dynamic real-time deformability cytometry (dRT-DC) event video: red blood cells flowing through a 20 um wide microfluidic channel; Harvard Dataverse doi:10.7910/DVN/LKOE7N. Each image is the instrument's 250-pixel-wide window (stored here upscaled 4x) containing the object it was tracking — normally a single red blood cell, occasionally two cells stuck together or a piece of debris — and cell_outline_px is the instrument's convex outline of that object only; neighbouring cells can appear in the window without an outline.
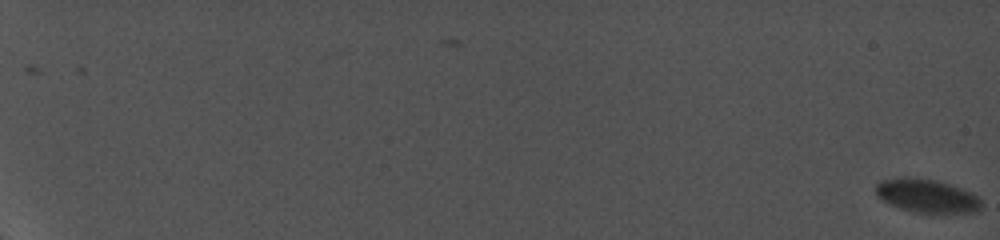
{"species": "common noctule bat (a hibernating species)", "species_latin": "Nyctalus noctula", "temperature_condition": "cold", "stored_images_in_passage": 54, "camera_frame_rate_fps": 5000, "um_per_image_px": 0.085, "animal": {"sex": "female", "body_mass_g": 19.0, "forearm_length_mm": 56.7}, "frame": {"image": 1, "passage_image": 1, "time_ms": 0.0, "image_size_px": [1000, 240], "cell_outline_px": [[980, 212], [948, 216], [944, 216], [912, 212], [888, 204], [880, 200], [876, 196], [876, 184], [884, 180], [928, 180], [944, 184], [976, 196], [980, 200]], "centroid_in_image_um": [78.81, 16.79], "position_along_channel_um": 6.2, "area_um2": 20.23}}
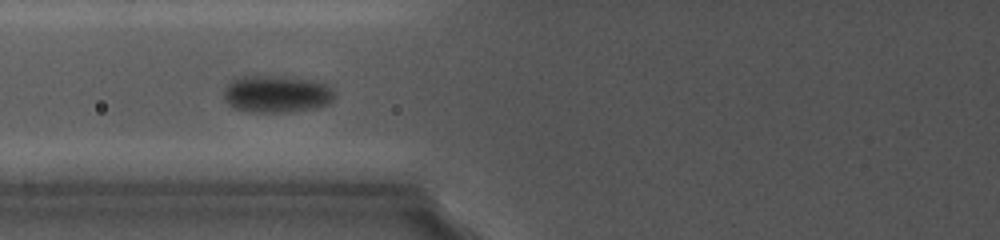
{"frame": {"image": 2, "passage_image": 30, "time_ms": 10.8, "image_size_px": [1000, 240], "cell_outline_px": [[336, 96], [328, 104], [316, 108], [288, 112], [252, 112], [232, 108], [224, 100], [224, 88], [228, 80], [236, 76], [296, 76], [316, 80], [324, 84], [336, 92]], "centroid_in_image_um": [23.49, 7.97], "position_along_channel_um": 102.3, "area_um2": 24.74}}
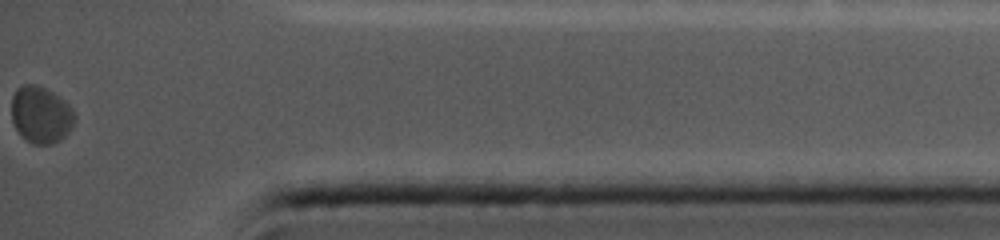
{"frame": {"image": 3, "passage_image": 54, "time_ms": 20.2, "image_size_px": [1000, 240], "cell_outline_px": [[76, 120], [68, 132], [60, 140], [52, 144], [32, 144], [24, 140], [16, 128], [12, 120], [12, 96], [16, 88], [20, 84], [36, 84], [52, 92], [64, 100], [72, 108], [76, 116]], "centroid_in_image_um": [3.47, 9.75], "position_along_channel_um": 431.7, "area_um2": 21.1}, "authors_computed_cell_mechanics": {"area_um2": 21.7617, "velocity_mm_per_s": 3.6145, "shape_relaxation_time_tau1_ms": 0.2918, "shape_relaxation_time_tau2_ms": null, "deformation_change_tau1": 0.0223, "deformation_change_tau2": null}}